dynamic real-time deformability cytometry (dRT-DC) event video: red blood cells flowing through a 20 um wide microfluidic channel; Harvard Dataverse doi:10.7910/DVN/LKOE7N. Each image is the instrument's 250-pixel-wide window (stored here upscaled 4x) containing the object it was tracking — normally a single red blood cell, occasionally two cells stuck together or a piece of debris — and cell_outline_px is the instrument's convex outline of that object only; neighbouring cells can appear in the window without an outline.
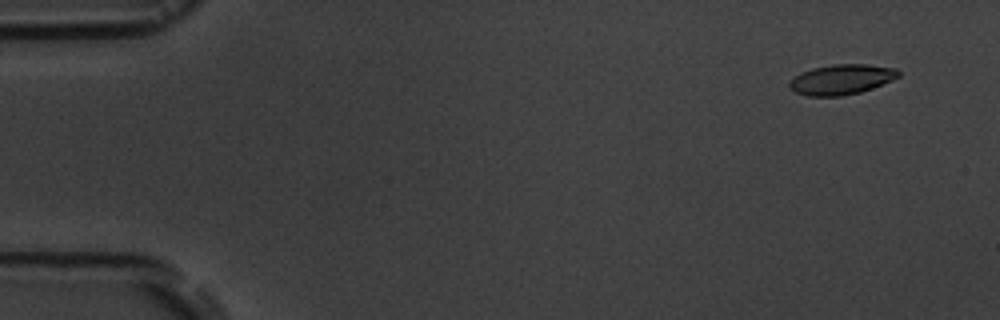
{"species": "common noctule bat (a hibernating species)", "species_latin": "Nyctalus noctula", "temperature_condition": "room temperature", "stored_images_in_passage": 6, "camera_frame_rate_fps": 3000, "um_per_image_px": 0.085, "animal": {"sex": "male", "body_mass_g": 19.5, "forearm_length_mm": 54.6}, "frame": {"image": 1, "passage_image": 2, "time_ms": 1.0, "image_size_px": [1000, 320], "cell_outline_px": [[900, 76], [892, 80], [872, 88], [860, 92], [840, 96], [808, 96], [796, 92], [788, 88], [788, 84], [800, 72], [812, 68], [832, 64], [868, 64], [896, 68], [900, 72]], "centroid_in_image_um": [71.53, 6.74], "position_along_channel_um": 13.5, "area_um2": 19.19}}
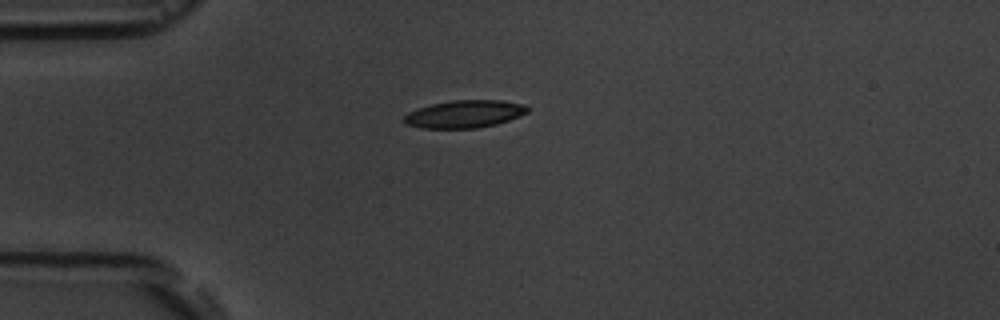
{"frame": {"image": 2, "passage_image": 5, "time_ms": 4.667, "image_size_px": [1000, 320], "cell_outline_px": [[528, 112], [520, 116], [496, 124], [476, 128], [420, 128], [404, 124], [404, 116], [408, 112], [432, 104], [452, 100], [500, 100], [524, 104], [528, 108]], "centroid_in_image_um": [39.48, 9.69], "position_along_channel_um": 45.5, "area_um2": 19.77}}